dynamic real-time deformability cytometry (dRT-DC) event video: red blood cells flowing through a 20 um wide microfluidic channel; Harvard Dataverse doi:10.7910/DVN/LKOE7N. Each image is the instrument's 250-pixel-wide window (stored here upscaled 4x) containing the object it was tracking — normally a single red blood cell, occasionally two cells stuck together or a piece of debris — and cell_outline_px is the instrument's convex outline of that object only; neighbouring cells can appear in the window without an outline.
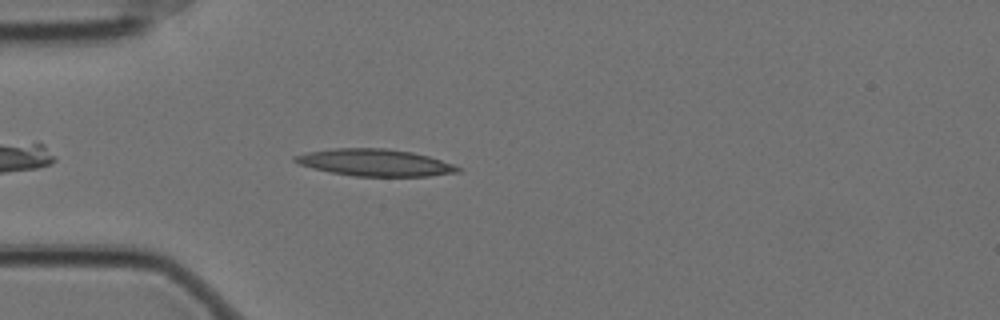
{"species": "Egyptian fruit bat (a non-hibernating species)", "species_latin": "Rousettus aegyptiacus", "temperature_condition": "cold", "stored_images_in_passage": 43, "camera_frame_rate_fps": 3000, "um_per_image_px": 0.085, "animal": {"sex": "female"}, "frame": {"image": 1, "passage_image": 2, "time_ms": 0.333, "image_size_px": [1000, 320], "cell_outline_px": [[460, 172], [428, 176], [352, 176], [312, 168], [300, 164], [292, 160], [292, 156], [308, 152], [332, 148], [384, 148], [412, 152], [428, 156], [452, 164], [460, 168]], "centroid_in_image_um": [31.84, 13.82], "position_along_channel_um": 53.2, "area_um2": 25.43}}
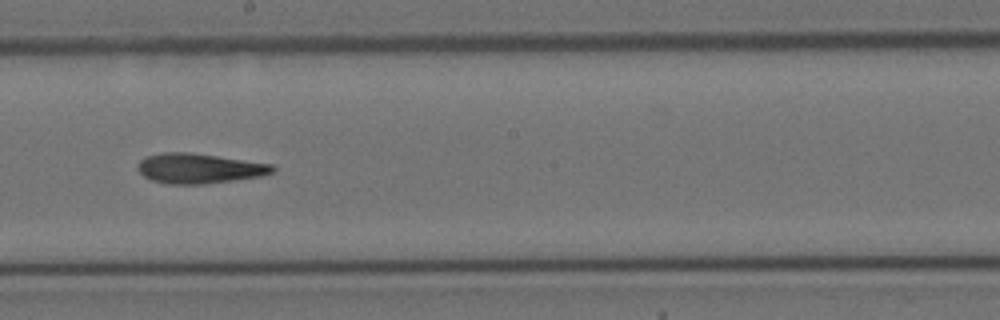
{"frame": {"image": 2, "passage_image": 18, "time_ms": 5.667, "image_size_px": [1000, 320], "cell_outline_px": [[276, 172], [260, 176], [204, 184], [168, 184], [152, 180], [144, 176], [140, 172], [140, 160], [144, 156], [164, 152], [188, 152], [272, 164], [276, 168]], "centroid_in_image_um": [16.94, 14.31], "position_along_channel_um": 231.3, "area_um2": 23.29}}
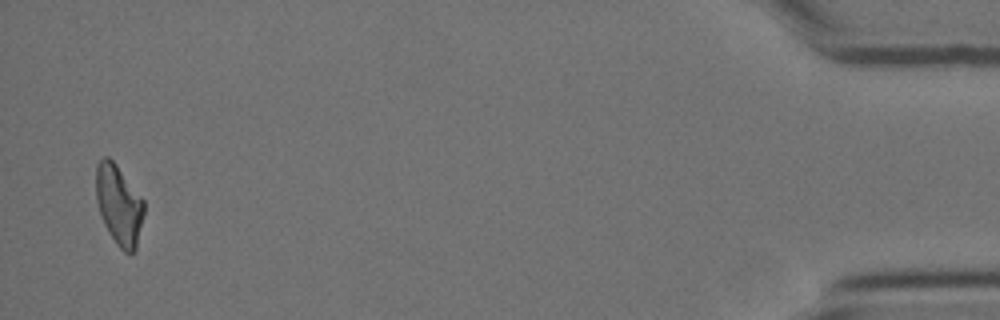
{"frame": {"image": 3, "passage_image": 42, "time_ms": 13.667, "image_size_px": [1000, 320], "cell_outline_px": [[144, 212], [136, 252], [124, 252], [116, 244], [108, 232], [100, 216], [96, 200], [96, 164], [104, 156], [108, 156], [116, 164], [144, 200]], "centroid_in_image_um": [10.1, 17.43], "position_along_channel_um": 425.1, "area_um2": 22.48}, "authors_computed_cell_mechanics": {"area_um2": 23.12, "velocity_mm_per_s": 3.4861, "shape_relaxation_time_tau1_ms": null, "shape_relaxation_time_tau2_ms": 6.4708, "deformation_change_tau1": null, "deformation_change_tau2": 0.1904}}